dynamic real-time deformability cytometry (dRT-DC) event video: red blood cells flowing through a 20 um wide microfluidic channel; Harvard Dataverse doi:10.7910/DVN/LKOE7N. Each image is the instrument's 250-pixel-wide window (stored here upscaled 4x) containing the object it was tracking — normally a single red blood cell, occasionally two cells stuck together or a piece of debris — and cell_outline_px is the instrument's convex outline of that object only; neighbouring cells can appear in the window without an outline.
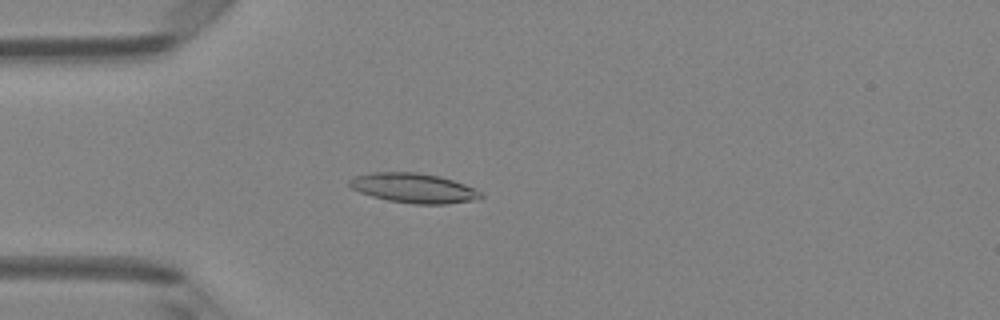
{"species": "Egyptian fruit bat (a non-hibernating species)", "species_latin": "Rousettus aegyptiacus", "temperature_condition": "room temperature", "stored_images_in_passage": 49, "camera_frame_rate_fps": 3000, "um_per_image_px": 0.085, "animal": {"sex": "female"}, "frame": {"image": 1, "passage_image": 14, "time_ms": 4.333, "image_size_px": [1000, 320], "cell_outline_px": [[484, 196], [480, 200], [444, 204], [412, 204], [388, 200], [372, 196], [360, 192], [352, 188], [348, 184], [348, 180], [356, 176], [372, 172], [416, 172], [440, 176], [476, 188]], "centroid_in_image_um": [35.2, 15.99], "position_along_channel_um": 49.8, "area_um2": 22.83}}
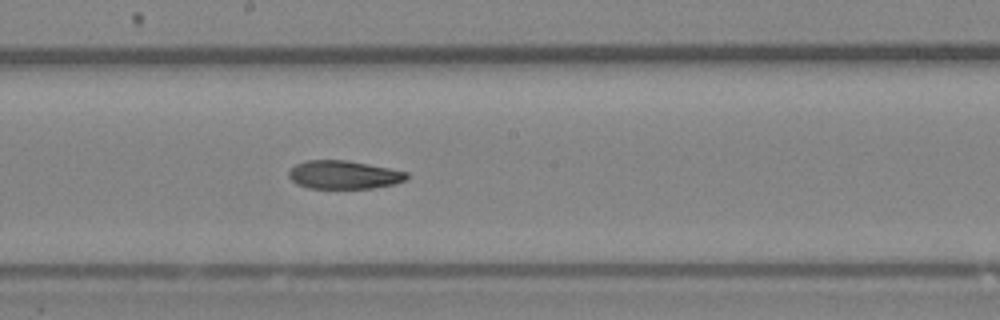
{"frame": {"image": 2, "passage_image": 27, "time_ms": 8.667, "image_size_px": [1000, 320], "cell_outline_px": [[408, 176], [404, 180], [392, 184], [372, 188], [308, 188], [296, 184], [288, 176], [288, 172], [296, 164], [308, 160], [344, 160], [368, 164], [408, 172]], "centroid_in_image_um": [29.19, 14.86], "position_along_channel_um": 219.0, "area_um2": 19.25}}
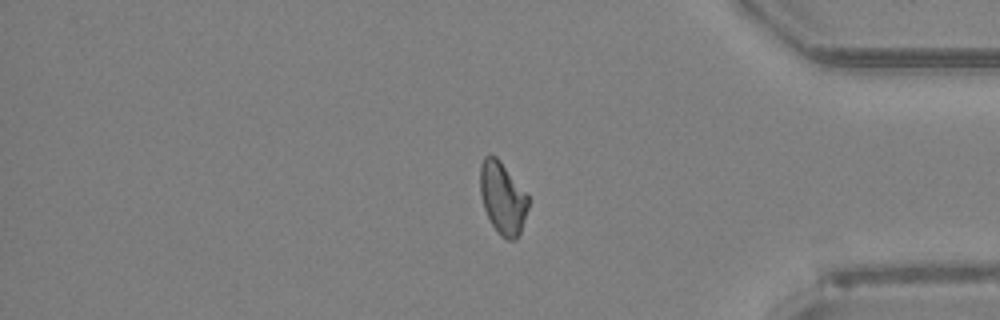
{"frame": {"image": 3, "passage_image": 41, "time_ms": 13.333, "image_size_px": [1000, 320], "cell_outline_px": [[528, 208], [520, 232], [516, 240], [508, 240], [500, 236], [496, 232], [484, 208], [480, 192], [480, 164], [484, 156], [496, 156], [500, 160], [528, 196]], "centroid_in_image_um": [42.71, 16.85], "position_along_channel_um": 392.5, "area_um2": 20.06}, "authors_computed_cell_mechanics": {"area_um2": 20.6346, "velocity_mm_per_s": 4.1907, "shape_relaxation_time_tau1_ms": null, "shape_relaxation_time_tau2_ms": 2.0809, "deformation_change_tau1": null, "deformation_change_tau2": 0.0822}}